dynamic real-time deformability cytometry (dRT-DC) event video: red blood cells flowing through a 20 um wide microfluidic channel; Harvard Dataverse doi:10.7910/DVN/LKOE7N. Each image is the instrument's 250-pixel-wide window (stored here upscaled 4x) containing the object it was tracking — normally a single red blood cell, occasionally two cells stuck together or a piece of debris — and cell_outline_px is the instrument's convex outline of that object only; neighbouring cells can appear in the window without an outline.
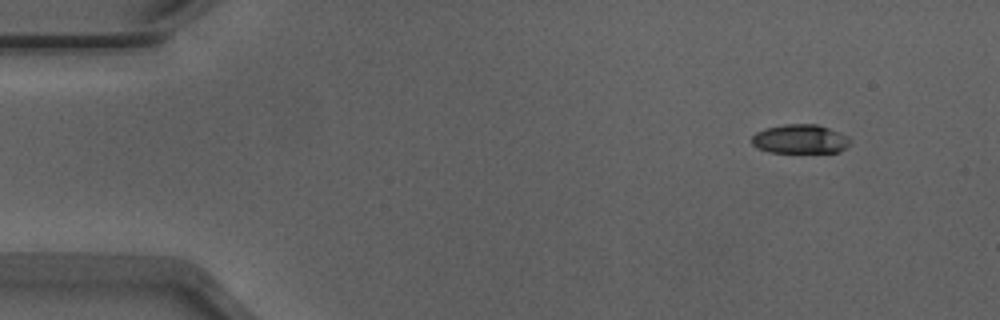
{"species": "Egyptian fruit bat (a non-hibernating species)", "species_latin": "Rousettus aegyptiacus", "temperature_condition": "warm", "stored_images_in_passage": 48, "camera_frame_rate_fps": 3000, "um_per_image_px": 0.085, "animal": {"sex": "male"}, "frame": {"image": 1, "passage_image": 1, "time_ms": 0.0, "image_size_px": [1000, 320], "cell_outline_px": [[852, 140], [840, 152], [768, 152], [756, 148], [752, 144], [752, 136], [756, 132], [764, 128], [784, 124], [816, 124], [840, 132], [848, 136]], "centroid_in_image_um": [67.99, 11.81], "position_along_channel_um": 17.0, "area_um2": 16.76}}
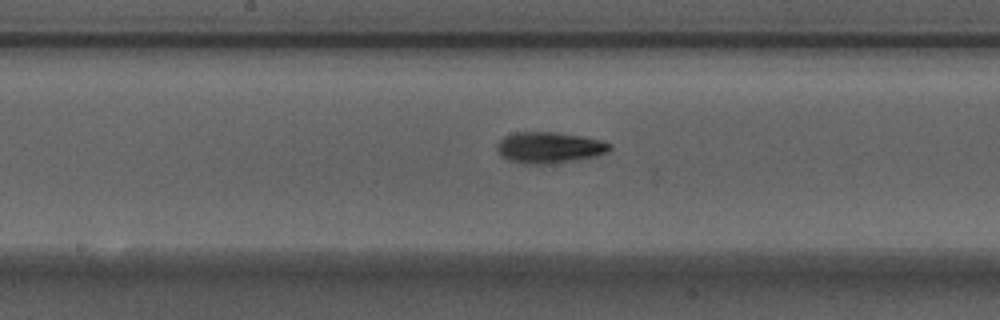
{"frame": {"image": 2, "passage_image": 23, "time_ms": 7.333, "image_size_px": [1000, 320], "cell_outline_px": [[612, 148], [608, 152], [596, 156], [548, 164], [524, 164], [508, 160], [500, 156], [496, 148], [496, 144], [504, 136], [516, 132], [552, 132], [584, 136], [600, 140], [612, 144]], "centroid_in_image_um": [46.67, 12.54], "position_along_channel_um": 201.5, "area_um2": 20.58}}
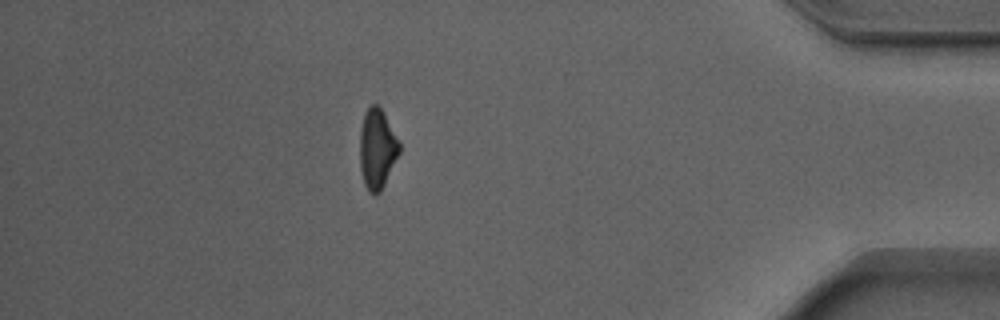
{"frame": {"image": 3, "passage_image": 42, "time_ms": 13.667, "image_size_px": [1000, 320], "cell_outline_px": [[400, 152], [380, 192], [368, 192], [364, 184], [360, 168], [360, 132], [364, 112], [372, 104], [376, 104], [384, 112], [400, 144]], "centroid_in_image_um": [32.05, 12.63], "position_along_channel_um": 403.2, "area_um2": 18.21}, "authors_computed_cell_mechanics": {"area_um2": 18.3226, "velocity_mm_per_s": 3.9174, "shape_relaxation_time_tau1_ms": 3.544, "shape_relaxation_time_tau2_ms": 4.0914, "deformation_change_tau1": 0.1379, "deformation_change_tau2": 0.1219}}